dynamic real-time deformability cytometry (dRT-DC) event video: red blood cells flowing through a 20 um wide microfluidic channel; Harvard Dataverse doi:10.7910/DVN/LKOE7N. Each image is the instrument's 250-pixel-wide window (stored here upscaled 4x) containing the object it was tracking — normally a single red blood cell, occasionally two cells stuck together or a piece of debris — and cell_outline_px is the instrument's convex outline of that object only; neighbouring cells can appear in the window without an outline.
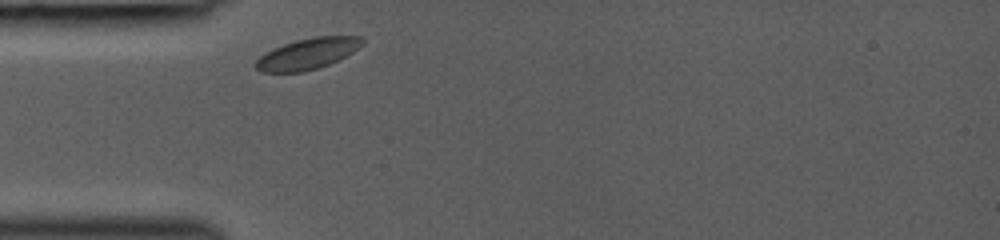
{"species": "common noctule bat (a hibernating species)", "species_latin": "Nyctalus noctula", "temperature_condition": "room temperature", "stored_images_in_passage": 27, "camera_frame_rate_fps": 3000, "um_per_image_px": 0.085, "animal": {"sex": "female", "body_mass_g": 19.0, "forearm_length_mm": 53.3}, "frame": {"image": 1, "passage_image": 1, "time_ms": 0.0, "image_size_px": [1000, 240], "cell_outline_px": [[364, 40], [352, 52], [328, 64], [304, 72], [260, 72], [256, 68], [256, 60], [260, 56], [272, 48], [296, 40], [316, 36], [360, 36]], "centroid_in_image_um": [26.09, 4.57], "position_along_channel_um": 58.9, "area_um2": 18.9}}
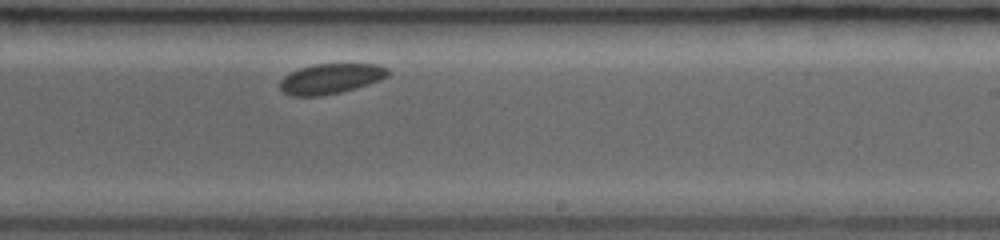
{"frame": {"image": 2, "passage_image": 16, "time_ms": 5.0, "image_size_px": [1000, 240], "cell_outline_px": [[388, 76], [380, 80], [356, 88], [340, 92], [320, 96], [292, 96], [284, 92], [280, 88], [280, 80], [284, 76], [300, 68], [312, 64], [376, 64], [388, 68]], "centroid_in_image_um": [28.1, 6.69], "position_along_channel_um": 260.9, "area_um2": 18.9}}
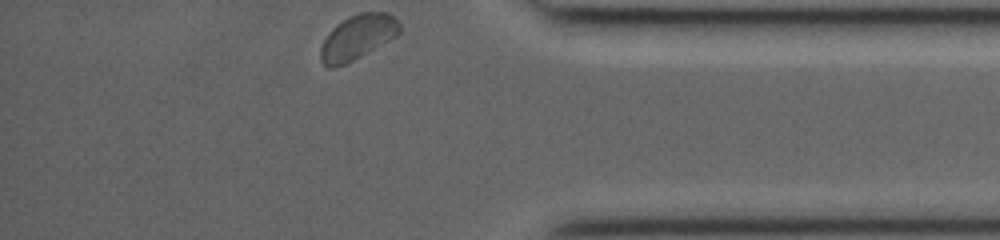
{"frame": {"image": 3, "passage_image": 27, "time_ms": 8.667, "image_size_px": [1000, 240], "cell_outline_px": [[400, 32], [396, 36], [360, 56], [336, 68], [328, 68], [320, 60], [320, 48], [328, 32], [336, 24], [348, 16], [360, 12], [388, 12], [400, 24]], "centroid_in_image_um": [30.36, 3.15], "position_along_channel_um": 404.8, "area_um2": 20.46}}